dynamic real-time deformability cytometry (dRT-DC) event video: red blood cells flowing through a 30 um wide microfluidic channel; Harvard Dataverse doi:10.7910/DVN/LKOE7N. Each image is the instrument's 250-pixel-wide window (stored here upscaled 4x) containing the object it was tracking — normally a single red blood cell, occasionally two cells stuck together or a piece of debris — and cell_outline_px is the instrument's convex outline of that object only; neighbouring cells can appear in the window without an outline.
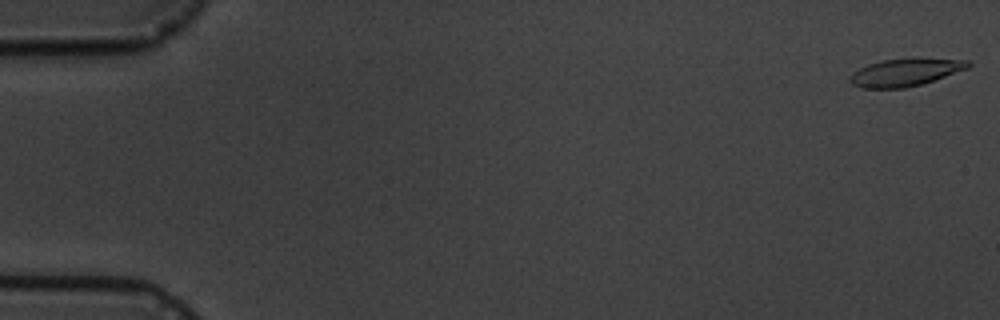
{"species": "common noctule bat (a hibernating species)", "species_latin": "Nyctalus noctula", "temperature_condition": "cold", "stored_images_in_passage": 7, "camera_frame_rate_fps": 3000, "um_per_image_px": 0.085, "animal": {"sex": "male", "body_mass_g": 19.5, "forearm_length_mm": 54.6}, "frame": {"image": 1, "passage_image": 1, "time_ms": 0.0, "image_size_px": [1000, 320], "cell_outline_px": [[972, 64], [968, 68], [920, 84], [904, 88], [860, 88], [852, 84], [848, 80], [860, 68], [868, 64], [884, 60], [968, 60]], "centroid_in_image_um": [76.89, 6.18], "position_along_channel_um": 8.1, "area_um2": 17.92}}
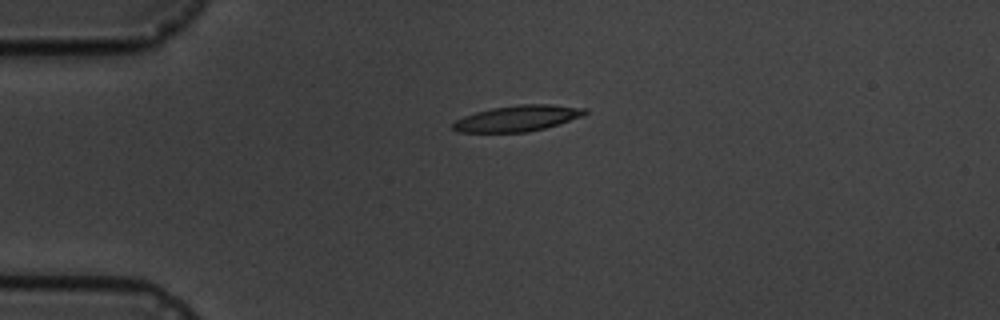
{"frame": {"image": 2, "passage_image": 5, "time_ms": 4.333, "image_size_px": [1000, 320], "cell_outline_px": [[588, 112], [580, 116], [544, 128], [528, 132], [456, 132], [452, 128], [452, 124], [456, 120], [464, 116], [476, 112], [492, 108], [520, 104], [552, 104], [588, 108]], "centroid_in_image_um": [43.96, 10.05], "position_along_channel_um": 41.0, "area_um2": 19.77}}
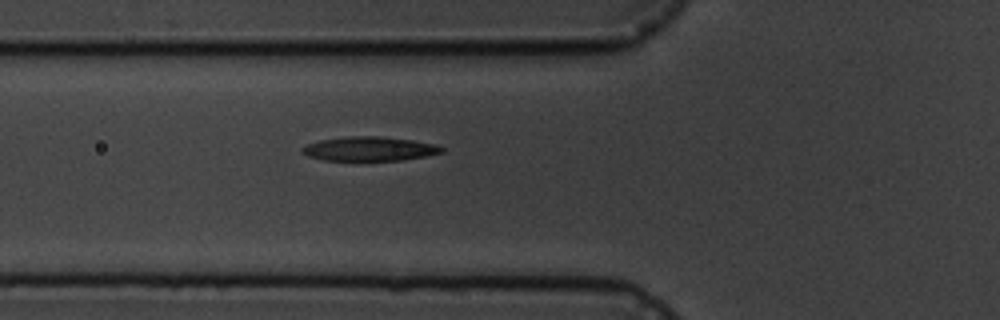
{"frame": {"image": 3, "passage_image": 7, "time_ms": 6.667, "image_size_px": [1000, 320], "cell_outline_px": [[444, 152], [428, 156], [404, 160], [324, 160], [308, 156], [300, 152], [300, 148], [304, 144], [320, 140], [344, 136], [380, 136], [412, 140], [436, 144], [444, 148]], "centroid_in_image_um": [31.39, 12.64], "position_along_channel_um": 94.4, "area_um2": 19.94}}